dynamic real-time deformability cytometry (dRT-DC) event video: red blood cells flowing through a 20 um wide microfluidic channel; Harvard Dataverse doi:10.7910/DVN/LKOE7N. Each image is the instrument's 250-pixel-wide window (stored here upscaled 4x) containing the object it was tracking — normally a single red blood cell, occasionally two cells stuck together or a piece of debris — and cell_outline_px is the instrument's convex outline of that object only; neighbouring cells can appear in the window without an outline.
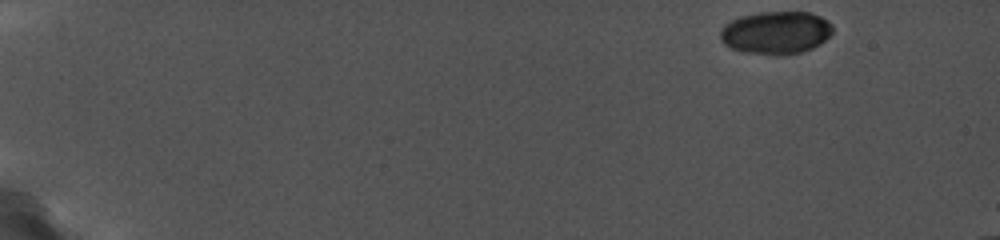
{"species": "common noctule bat (a hibernating species)", "species_latin": "Nyctalus noctula", "temperature_condition": "cold", "stored_images_in_passage": 15, "camera_frame_rate_fps": 5000, "um_per_image_px": 0.085, "animal": {"sex": "female", "body_mass_g": 19.0, "forearm_length_mm": 56.7}, "frame": {"image": 1, "passage_image": 1, "time_ms": 0.0, "image_size_px": [1000, 240], "cell_outline_px": [[832, 32], [820, 44], [812, 48], [800, 52], [784, 56], [776, 56], [744, 52], [732, 48], [724, 44], [720, 40], [720, 28], [724, 24], [740, 16], [760, 12], [812, 12], [828, 20], [832, 24]], "centroid_in_image_um": [65.94, 2.78], "position_along_channel_um": 19.1, "area_um2": 28.38}}
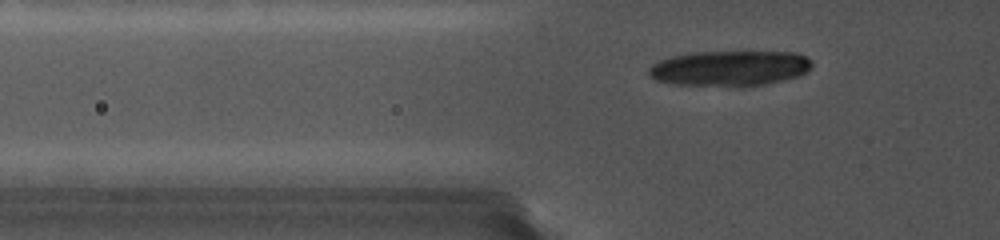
{"frame": {"image": 2, "passage_image": 15, "time_ms": 5.0, "image_size_px": [1000, 240], "cell_outline_px": [[812, 68], [796, 76], [764, 84], [676, 84], [656, 80], [648, 72], [648, 68], [652, 64], [660, 60], [672, 56], [688, 52], [792, 52], [804, 56], [812, 64]], "centroid_in_image_um": [61.98, 5.76], "position_along_channel_um": 63.8, "area_um2": 32.48}}